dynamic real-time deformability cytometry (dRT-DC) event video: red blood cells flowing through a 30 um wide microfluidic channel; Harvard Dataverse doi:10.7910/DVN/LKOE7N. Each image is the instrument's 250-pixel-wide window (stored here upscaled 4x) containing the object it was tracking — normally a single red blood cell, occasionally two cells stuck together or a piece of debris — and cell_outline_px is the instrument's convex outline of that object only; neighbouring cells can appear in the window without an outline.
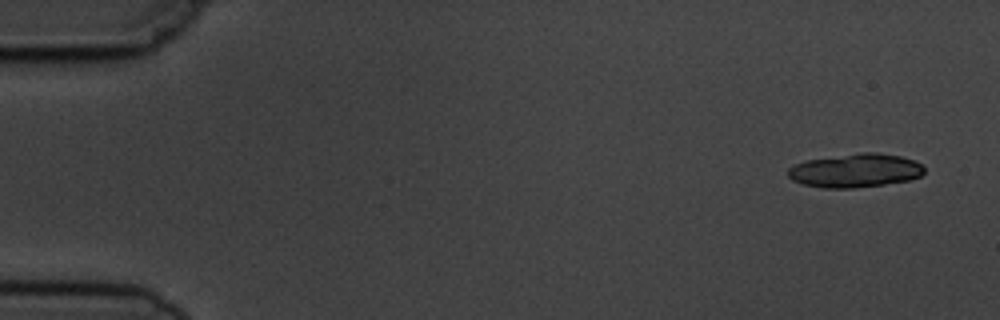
{"species": "common noctule bat (a hibernating species)", "species_latin": "Nyctalus noctula", "temperature_condition": "cold", "stored_images_in_passage": 6, "camera_frame_rate_fps": 3000, "um_per_image_px": 0.085, "animal": {"sex": "male", "body_mass_g": 19.5, "forearm_length_mm": 54.6}, "frame": {"image": 1, "passage_image": 1, "time_ms": 0.0, "image_size_px": [1000, 320], "cell_outline_px": [[924, 172], [920, 176], [908, 180], [884, 184], [852, 188], [824, 188], [804, 184], [792, 180], [788, 176], [788, 168], [796, 164], [808, 160], [860, 152], [876, 152], [900, 156], [916, 160], [924, 168]], "centroid_in_image_um": [72.71, 14.49], "position_along_channel_um": 12.3, "area_um2": 26.59}}